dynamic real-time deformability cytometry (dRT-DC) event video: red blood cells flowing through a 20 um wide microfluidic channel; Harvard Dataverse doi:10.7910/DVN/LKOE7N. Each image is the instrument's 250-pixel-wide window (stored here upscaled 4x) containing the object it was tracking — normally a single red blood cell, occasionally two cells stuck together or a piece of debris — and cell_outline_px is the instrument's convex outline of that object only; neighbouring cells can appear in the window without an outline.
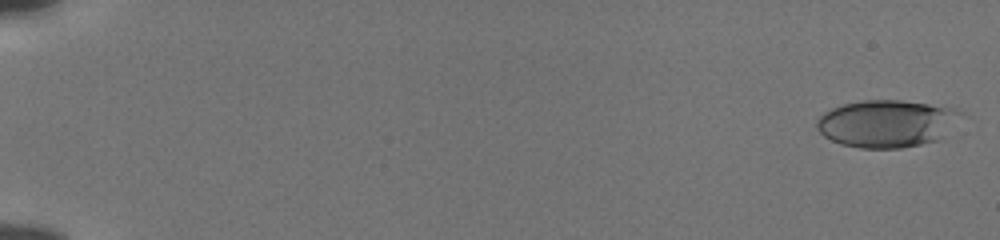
{"species": "human", "species_latin": "Homo sapiens", "temperature_condition": "cold", "stored_images_in_passage": 56, "camera_frame_rate_fps": 3000, "um_per_image_px": 0.085, "donor": {"sex": "male"}, "frame": {"image": 1, "passage_image": 2, "time_ms": 0.333, "image_size_px": [1000, 240], "cell_outline_px": [[964, 112], [936, 140], [920, 144], [900, 148], [860, 148], [840, 144], [824, 136], [816, 128], [816, 120], [824, 112], [832, 108], [844, 104], [860, 100], [900, 100], [956, 108]], "centroid_in_image_um": [75.3, 10.49], "position_along_channel_um": 9.7, "area_um2": 39.3}}
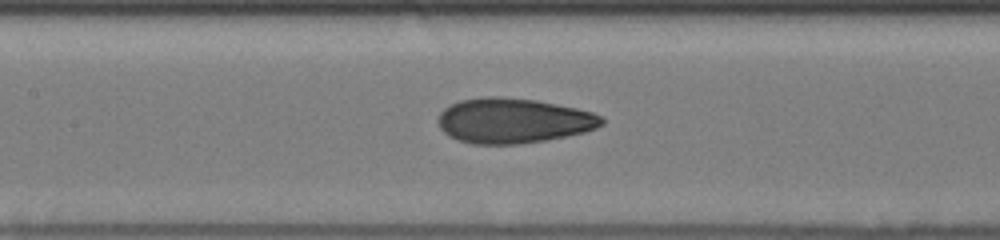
{"frame": {"image": 2, "passage_image": 29, "time_ms": 9.333, "image_size_px": [1000, 240], "cell_outline_px": [[604, 124], [596, 128], [584, 132], [568, 136], [520, 144], [472, 144], [448, 136], [440, 128], [440, 112], [444, 108], [460, 100], [484, 96], [500, 96], [536, 100], [576, 108], [592, 112], [604, 116]], "centroid_in_image_um": [43.66, 10.25], "position_along_channel_um": 163.7, "area_um2": 43.0}}
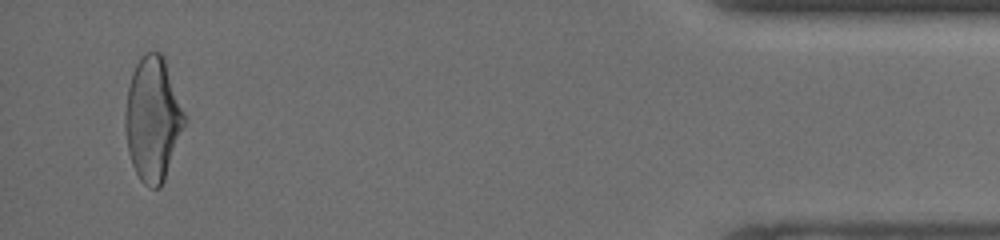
{"frame": {"image": 3, "passage_image": 54, "time_ms": 17.667, "image_size_px": [1000, 240], "cell_outline_px": [[184, 124], [164, 180], [160, 188], [148, 188], [140, 180], [132, 164], [128, 152], [124, 128], [124, 116], [128, 88], [132, 72], [136, 64], [144, 52], [160, 52], [164, 56], [184, 112]], "centroid_in_image_um": [12.95, 10.11], "position_along_channel_um": 422.3, "area_um2": 42.48}, "authors_computed_cell_mechanics": {"area_um2": 41.327, "velocity_mm_per_s": 3.856, "shape_relaxation_time_tau1_ms": 5.1861, "shape_relaxation_time_tau2_ms": 1.1203, "deformation_change_tau1": 0.1792, "deformation_change_tau2": 0.0785}}